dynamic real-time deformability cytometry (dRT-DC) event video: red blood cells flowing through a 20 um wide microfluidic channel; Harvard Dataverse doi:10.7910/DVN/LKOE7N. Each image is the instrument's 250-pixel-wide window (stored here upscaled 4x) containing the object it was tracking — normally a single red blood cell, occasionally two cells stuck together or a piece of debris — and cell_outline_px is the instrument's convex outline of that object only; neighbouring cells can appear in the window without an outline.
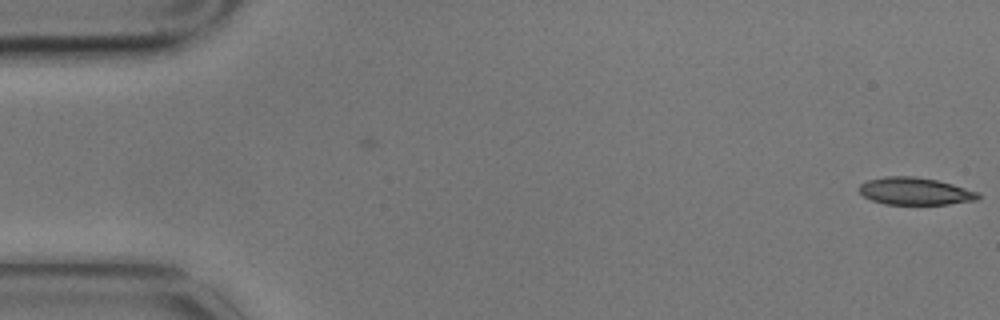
{"species": "common noctule bat (a hibernating species)", "species_latin": "Nyctalus noctula", "temperature_condition": "cold", "stored_images_in_passage": 2, "camera_frame_rate_fps": 3000, "um_per_image_px": 0.085, "animal": {"sex": "male", "body_mass_g": 17.9}, "frame": {"image": 1, "passage_image": 2, "time_ms": 0.333, "image_size_px": [1000, 320], "cell_outline_px": [[980, 200], [948, 204], [884, 204], [872, 200], [864, 196], [860, 192], [860, 184], [868, 180], [884, 176], [912, 176], [936, 180], [952, 184], [980, 192]], "centroid_in_image_um": [77.82, 16.25], "position_along_channel_um": 7.2, "area_um2": 18.96}}